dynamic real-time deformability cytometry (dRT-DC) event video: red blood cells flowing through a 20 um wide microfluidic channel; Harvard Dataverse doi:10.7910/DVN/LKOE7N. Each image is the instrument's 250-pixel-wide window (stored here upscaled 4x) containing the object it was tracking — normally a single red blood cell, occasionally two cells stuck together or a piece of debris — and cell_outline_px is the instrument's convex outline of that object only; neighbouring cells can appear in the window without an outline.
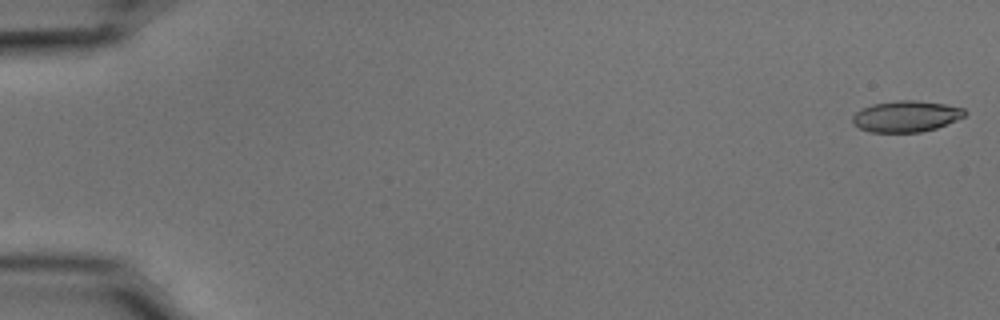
{"species": "common noctule bat (a hibernating species)", "species_latin": "Nyctalus noctula", "temperature_condition": "cold", "stored_images_in_passage": 54, "camera_frame_rate_fps": 3000, "um_per_image_px": 0.085, "animal": {"sex": "male", "body_mass_g": 15.6}, "frame": {"image": 1, "passage_image": 1, "time_ms": 0.0, "image_size_px": [1000, 320], "cell_outline_px": [[968, 112], [964, 116], [956, 120], [936, 128], [920, 132], [868, 132], [852, 124], [852, 116], [860, 108], [872, 104], [896, 100], [916, 100], [944, 104], [964, 108]], "centroid_in_image_um": [76.99, 9.88], "position_along_channel_um": 8.0, "area_um2": 20.52}}
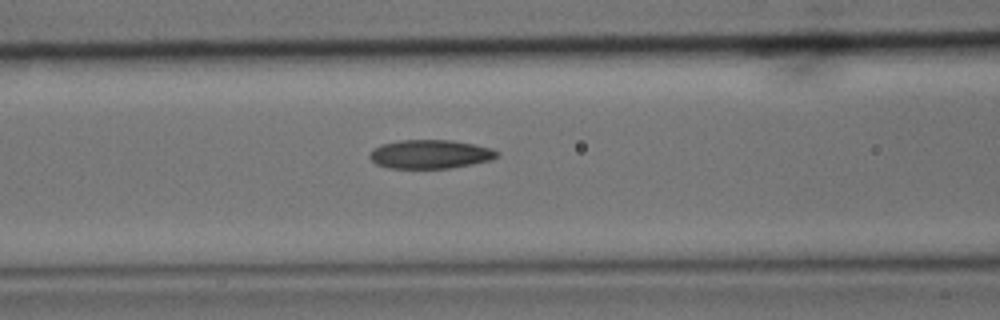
{"frame": {"image": 2, "passage_image": 23, "time_ms": 7.333, "image_size_px": [1000, 320], "cell_outline_px": [[500, 152], [492, 160], [472, 164], [448, 168], [388, 168], [376, 164], [368, 156], [372, 148], [380, 144], [400, 140], [452, 140], [492, 148]], "centroid_in_image_um": [36.54, 13.1], "position_along_channel_um": 130.1, "area_um2": 21.44}}
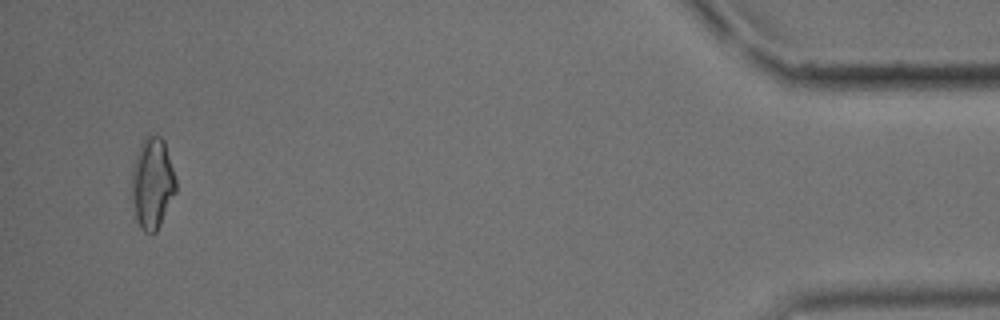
{"frame": {"image": 3, "passage_image": 52, "time_ms": 17.0, "image_size_px": [1000, 320], "cell_outline_px": [[176, 192], [156, 232], [144, 232], [140, 228], [136, 220], [132, 200], [132, 164], [140, 140], [148, 132], [160, 136], [164, 140], [176, 180]], "centroid_in_image_um": [12.92, 15.51], "position_along_channel_um": 422.3, "area_um2": 23.81}, "authors_computed_cell_mechanics": {"area_um2": 21.4149, "velocity_mm_per_s": 3.7555, "shape_relaxation_time_tau1_ms": 8.0668, "shape_relaxation_time_tau2_ms": 4.5259, "deformation_change_tau1": 0.1776, "deformation_change_tau2": 0.1246}}